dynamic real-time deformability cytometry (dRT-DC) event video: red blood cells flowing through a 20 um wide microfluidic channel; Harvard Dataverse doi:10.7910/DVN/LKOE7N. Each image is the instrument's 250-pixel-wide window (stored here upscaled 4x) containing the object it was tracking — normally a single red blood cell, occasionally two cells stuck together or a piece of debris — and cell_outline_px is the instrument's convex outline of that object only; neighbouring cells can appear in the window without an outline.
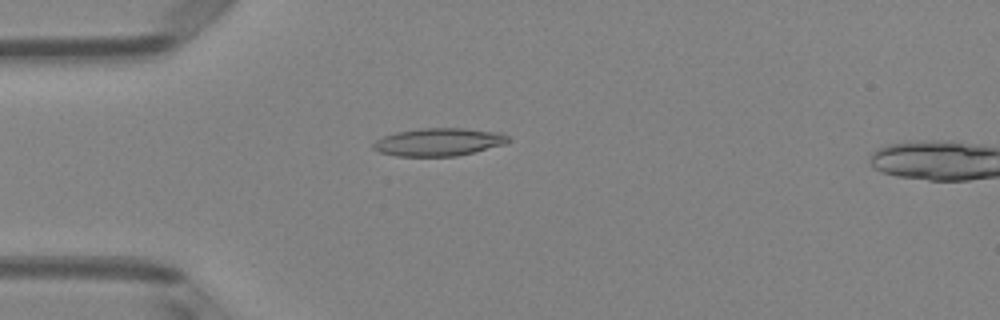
{"species": "Egyptian fruit bat (a non-hibernating species)", "species_latin": "Rousettus aegyptiacus", "temperature_condition": "room temperature", "stored_images_in_passage": 3, "camera_frame_rate_fps": 3000, "um_per_image_px": 0.085, "animal": {"sex": "female"}, "frame": {"image": 1, "passage_image": 1, "time_ms": 0.0, "image_size_px": [1000, 320], "cell_outline_px": [[512, 140], [504, 144], [456, 156], [396, 156], [380, 152], [372, 148], [372, 144], [376, 140], [384, 136], [396, 132], [424, 128], [464, 128], [496, 132], [508, 136]], "centroid_in_image_um": [37.26, 12.07], "position_along_channel_um": 47.7, "area_um2": 21.68}}